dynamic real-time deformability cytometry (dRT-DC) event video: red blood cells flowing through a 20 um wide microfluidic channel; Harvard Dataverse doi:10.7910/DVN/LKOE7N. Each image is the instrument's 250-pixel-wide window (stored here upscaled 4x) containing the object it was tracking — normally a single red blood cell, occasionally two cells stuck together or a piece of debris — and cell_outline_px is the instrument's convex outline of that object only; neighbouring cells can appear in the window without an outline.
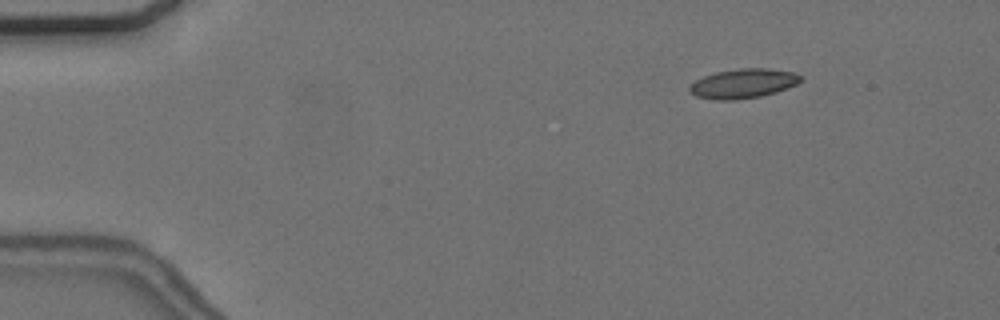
{"species": "common noctule bat (a hibernating species)", "species_latin": "Nyctalus noctula", "temperature_condition": "cold", "stored_images_in_passage": 51, "camera_frame_rate_fps": 3000, "um_per_image_px": 0.085, "animal": {"sex": "female", "body_mass_g": 24.6, "forearm_length_mm": 56.2}, "frame": {"image": 1, "passage_image": 1, "time_ms": 0.0, "image_size_px": [1000, 320], "cell_outline_px": [[804, 76], [796, 84], [776, 92], [760, 96], [732, 100], [716, 100], [696, 96], [688, 92], [688, 88], [696, 80], [704, 76], [716, 72], [740, 68], [768, 68], [792, 72]], "centroid_in_image_um": [63.15, 7.09], "position_along_channel_um": 21.8, "area_um2": 18.96}}
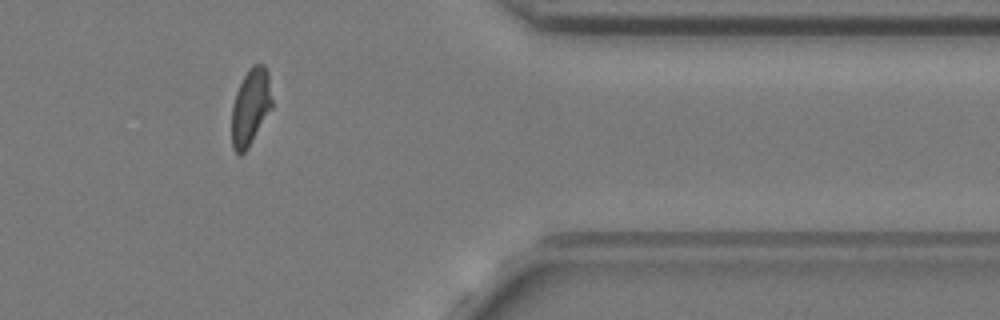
{"frame": {"image": 2, "passage_image": 40, "time_ms": 13.0, "image_size_px": [1000, 320], "cell_outline_px": [[272, 108], [248, 148], [240, 156], [232, 148], [232, 108], [236, 92], [248, 68], [252, 64], [264, 64], [268, 72], [272, 100]], "centroid_in_image_um": [21.3, 9.09], "position_along_channel_um": 390.1, "area_um2": 18.03}}
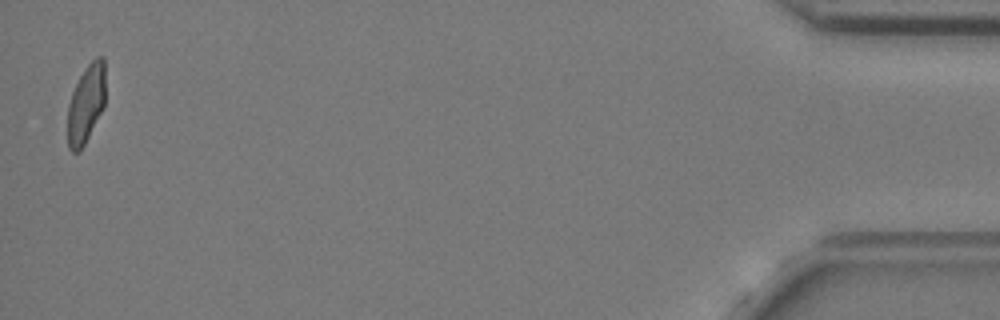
{"frame": {"image": 3, "passage_image": 49, "time_ms": 16.0, "image_size_px": [1000, 320], "cell_outline_px": [[104, 108], [80, 152], [72, 152], [68, 148], [68, 104], [72, 92], [84, 68], [96, 56], [104, 56]], "centroid_in_image_um": [7.31, 8.83], "position_along_channel_um": 427.9, "area_um2": 17.28}}